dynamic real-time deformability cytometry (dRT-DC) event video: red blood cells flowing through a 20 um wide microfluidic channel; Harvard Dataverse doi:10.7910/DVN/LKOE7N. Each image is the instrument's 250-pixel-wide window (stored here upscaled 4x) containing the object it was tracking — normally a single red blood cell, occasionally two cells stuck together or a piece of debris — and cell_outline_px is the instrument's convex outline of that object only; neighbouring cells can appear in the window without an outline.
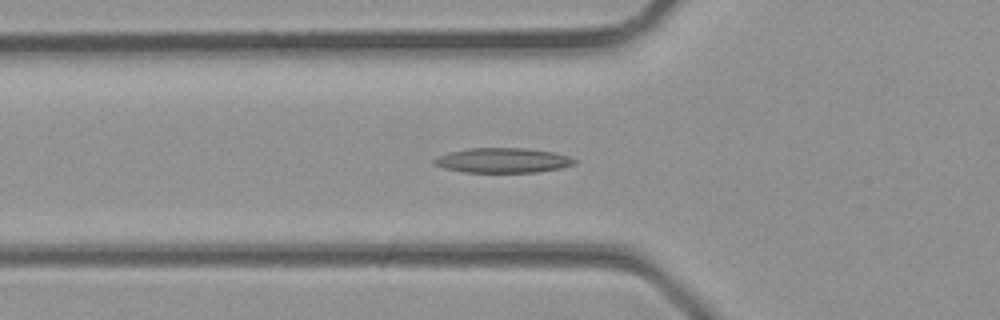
{"species": "common noctule bat (a hibernating species)", "species_latin": "Nyctalus noctula", "temperature_condition": "room temperature", "stored_images_in_passage": 33, "camera_frame_rate_fps": 3000, "um_per_image_px": 0.085, "animal": {"sex": "male", "body_mass_g": 23.1, "forearm_length_mm": 52.7}, "frame": {"image": 1, "passage_image": 9, "time_ms": 2.667, "image_size_px": [1000, 320], "cell_outline_px": [[576, 164], [564, 168], [540, 172], [464, 172], [444, 168], [436, 164], [432, 160], [436, 156], [448, 152], [468, 148], [528, 148], [552, 152], [568, 156], [576, 160]], "centroid_in_image_um": [42.76, 13.63], "position_along_channel_um": 83.0, "area_um2": 20.46}}
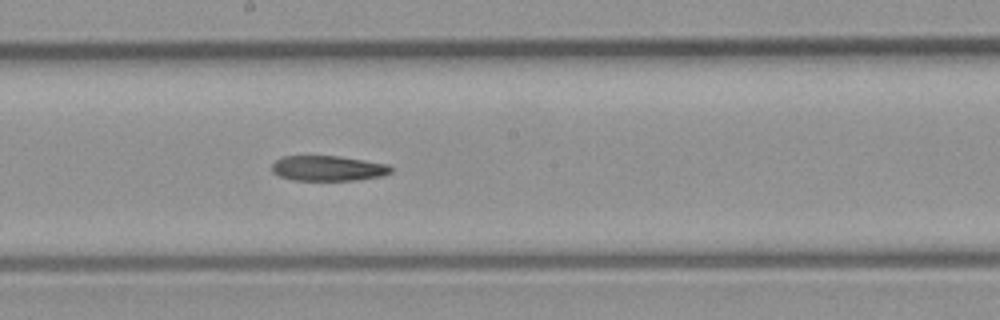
{"frame": {"image": 2, "passage_image": 16, "time_ms": 5.0, "image_size_px": [1000, 320], "cell_outline_px": [[396, 168], [392, 172], [380, 176], [356, 180], [292, 180], [280, 176], [272, 172], [272, 164], [276, 160], [284, 156], [340, 156], [388, 164]], "centroid_in_image_um": [27.91, 14.3], "position_along_channel_um": 220.3, "area_um2": 17.57}}
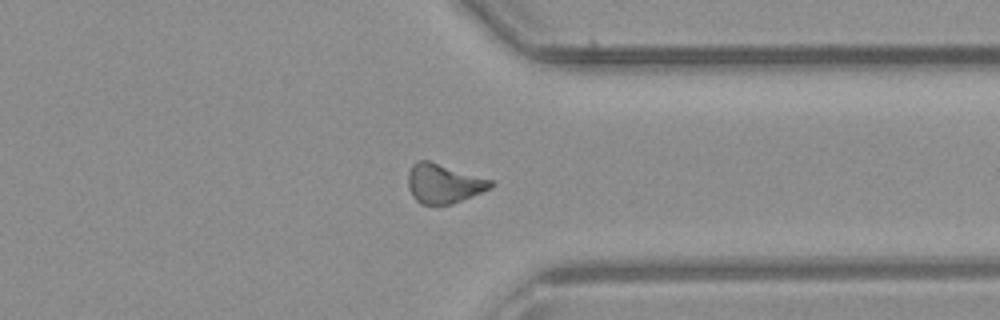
{"frame": {"image": 3, "passage_image": 24, "time_ms": 7.667, "image_size_px": [1000, 320], "cell_outline_px": [[492, 184], [488, 188], [480, 192], [452, 204], [420, 204], [412, 196], [408, 188], [408, 172], [412, 164], [416, 160], [428, 160], [492, 180]], "centroid_in_image_um": [37.63, 15.59], "position_along_channel_um": 373.8, "area_um2": 18.67}}